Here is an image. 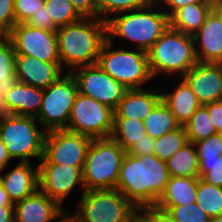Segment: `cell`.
I'll return each instance as SVG.
<instances>
[{
    "instance_id": "6da1fadb",
    "label": "cell",
    "mask_w": 222,
    "mask_h": 222,
    "mask_svg": "<svg viewBox=\"0 0 222 222\" xmlns=\"http://www.w3.org/2000/svg\"><path fill=\"white\" fill-rule=\"evenodd\" d=\"M170 175L166 162L154 154L125 153L116 189L137 208L155 205L164 193Z\"/></svg>"
},
{
    "instance_id": "7a4b0ae2",
    "label": "cell",
    "mask_w": 222,
    "mask_h": 222,
    "mask_svg": "<svg viewBox=\"0 0 222 222\" xmlns=\"http://www.w3.org/2000/svg\"><path fill=\"white\" fill-rule=\"evenodd\" d=\"M58 55L64 71L97 64L107 39V23L100 18L82 17L56 31Z\"/></svg>"
},
{
    "instance_id": "3957f363",
    "label": "cell",
    "mask_w": 222,
    "mask_h": 222,
    "mask_svg": "<svg viewBox=\"0 0 222 222\" xmlns=\"http://www.w3.org/2000/svg\"><path fill=\"white\" fill-rule=\"evenodd\" d=\"M157 5L153 1L145 7L109 17L106 21L107 38L112 40L119 36L131 40L136 49L147 52L170 26L169 16Z\"/></svg>"
},
{
    "instance_id": "277c9868",
    "label": "cell",
    "mask_w": 222,
    "mask_h": 222,
    "mask_svg": "<svg viewBox=\"0 0 222 222\" xmlns=\"http://www.w3.org/2000/svg\"><path fill=\"white\" fill-rule=\"evenodd\" d=\"M147 55L153 77L165 74L180 78L198 63L193 36L170 26L147 51Z\"/></svg>"
},
{
    "instance_id": "5b68a950",
    "label": "cell",
    "mask_w": 222,
    "mask_h": 222,
    "mask_svg": "<svg viewBox=\"0 0 222 222\" xmlns=\"http://www.w3.org/2000/svg\"><path fill=\"white\" fill-rule=\"evenodd\" d=\"M126 151L112 138H93L83 167L85 191L115 189Z\"/></svg>"
},
{
    "instance_id": "8992f818",
    "label": "cell",
    "mask_w": 222,
    "mask_h": 222,
    "mask_svg": "<svg viewBox=\"0 0 222 222\" xmlns=\"http://www.w3.org/2000/svg\"><path fill=\"white\" fill-rule=\"evenodd\" d=\"M113 41H104L97 64L127 89H142L153 79L147 52L141 49L117 48L112 50ZM144 85V86H143Z\"/></svg>"
},
{
    "instance_id": "52a82bcc",
    "label": "cell",
    "mask_w": 222,
    "mask_h": 222,
    "mask_svg": "<svg viewBox=\"0 0 222 222\" xmlns=\"http://www.w3.org/2000/svg\"><path fill=\"white\" fill-rule=\"evenodd\" d=\"M38 120L33 116L15 115L0 120V138L12 160L30 162L43 157L46 132L38 129Z\"/></svg>"
},
{
    "instance_id": "ba28073f",
    "label": "cell",
    "mask_w": 222,
    "mask_h": 222,
    "mask_svg": "<svg viewBox=\"0 0 222 222\" xmlns=\"http://www.w3.org/2000/svg\"><path fill=\"white\" fill-rule=\"evenodd\" d=\"M73 213L81 222H128L137 207L116 188L81 193Z\"/></svg>"
},
{
    "instance_id": "9c48e42d",
    "label": "cell",
    "mask_w": 222,
    "mask_h": 222,
    "mask_svg": "<svg viewBox=\"0 0 222 222\" xmlns=\"http://www.w3.org/2000/svg\"><path fill=\"white\" fill-rule=\"evenodd\" d=\"M78 93L76 80L70 72H66L48 88L43 89L40 112L35 117L43 126V131L67 128Z\"/></svg>"
},
{
    "instance_id": "30bf717a",
    "label": "cell",
    "mask_w": 222,
    "mask_h": 222,
    "mask_svg": "<svg viewBox=\"0 0 222 222\" xmlns=\"http://www.w3.org/2000/svg\"><path fill=\"white\" fill-rule=\"evenodd\" d=\"M114 110L78 93L66 130L93 138L111 137Z\"/></svg>"
},
{
    "instance_id": "8fae6325",
    "label": "cell",
    "mask_w": 222,
    "mask_h": 222,
    "mask_svg": "<svg viewBox=\"0 0 222 222\" xmlns=\"http://www.w3.org/2000/svg\"><path fill=\"white\" fill-rule=\"evenodd\" d=\"M92 138L66 129L46 132L39 164L71 165L83 168Z\"/></svg>"
},
{
    "instance_id": "7c38bea8",
    "label": "cell",
    "mask_w": 222,
    "mask_h": 222,
    "mask_svg": "<svg viewBox=\"0 0 222 222\" xmlns=\"http://www.w3.org/2000/svg\"><path fill=\"white\" fill-rule=\"evenodd\" d=\"M71 74L76 80L80 94L91 97L113 110L128 90L98 64L74 69Z\"/></svg>"
},
{
    "instance_id": "4fadbf2b",
    "label": "cell",
    "mask_w": 222,
    "mask_h": 222,
    "mask_svg": "<svg viewBox=\"0 0 222 222\" xmlns=\"http://www.w3.org/2000/svg\"><path fill=\"white\" fill-rule=\"evenodd\" d=\"M16 54L33 56L48 63H61L56 31L16 24L7 34Z\"/></svg>"
},
{
    "instance_id": "5bb4252c",
    "label": "cell",
    "mask_w": 222,
    "mask_h": 222,
    "mask_svg": "<svg viewBox=\"0 0 222 222\" xmlns=\"http://www.w3.org/2000/svg\"><path fill=\"white\" fill-rule=\"evenodd\" d=\"M39 190L61 206L76 185L85 192L83 168L59 164H39Z\"/></svg>"
},
{
    "instance_id": "9a60e30c",
    "label": "cell",
    "mask_w": 222,
    "mask_h": 222,
    "mask_svg": "<svg viewBox=\"0 0 222 222\" xmlns=\"http://www.w3.org/2000/svg\"><path fill=\"white\" fill-rule=\"evenodd\" d=\"M182 78L201 105L219 100L222 92V63L198 62Z\"/></svg>"
},
{
    "instance_id": "2e32d148",
    "label": "cell",
    "mask_w": 222,
    "mask_h": 222,
    "mask_svg": "<svg viewBox=\"0 0 222 222\" xmlns=\"http://www.w3.org/2000/svg\"><path fill=\"white\" fill-rule=\"evenodd\" d=\"M15 70L18 82L46 89L64 75L61 63H48L33 56L16 54Z\"/></svg>"
},
{
    "instance_id": "e0dca14e",
    "label": "cell",
    "mask_w": 222,
    "mask_h": 222,
    "mask_svg": "<svg viewBox=\"0 0 222 222\" xmlns=\"http://www.w3.org/2000/svg\"><path fill=\"white\" fill-rule=\"evenodd\" d=\"M193 38L198 62L222 63V18L214 9Z\"/></svg>"
},
{
    "instance_id": "ac0fdd59",
    "label": "cell",
    "mask_w": 222,
    "mask_h": 222,
    "mask_svg": "<svg viewBox=\"0 0 222 222\" xmlns=\"http://www.w3.org/2000/svg\"><path fill=\"white\" fill-rule=\"evenodd\" d=\"M39 189L14 204L15 222H52L66 210Z\"/></svg>"
},
{
    "instance_id": "d6986e66",
    "label": "cell",
    "mask_w": 222,
    "mask_h": 222,
    "mask_svg": "<svg viewBox=\"0 0 222 222\" xmlns=\"http://www.w3.org/2000/svg\"><path fill=\"white\" fill-rule=\"evenodd\" d=\"M0 172V183L13 204L32 195L39 189L38 167L32 168L30 162H19L6 175Z\"/></svg>"
},
{
    "instance_id": "ffe728a7",
    "label": "cell",
    "mask_w": 222,
    "mask_h": 222,
    "mask_svg": "<svg viewBox=\"0 0 222 222\" xmlns=\"http://www.w3.org/2000/svg\"><path fill=\"white\" fill-rule=\"evenodd\" d=\"M161 91L155 89H128L114 110V118H130L143 121L161 100Z\"/></svg>"
},
{
    "instance_id": "44dd1931",
    "label": "cell",
    "mask_w": 222,
    "mask_h": 222,
    "mask_svg": "<svg viewBox=\"0 0 222 222\" xmlns=\"http://www.w3.org/2000/svg\"><path fill=\"white\" fill-rule=\"evenodd\" d=\"M179 80L178 85L171 92H161V99L169 107L177 122L184 126L201 103L187 82L182 77Z\"/></svg>"
},
{
    "instance_id": "7402d4cb",
    "label": "cell",
    "mask_w": 222,
    "mask_h": 222,
    "mask_svg": "<svg viewBox=\"0 0 222 222\" xmlns=\"http://www.w3.org/2000/svg\"><path fill=\"white\" fill-rule=\"evenodd\" d=\"M198 178L170 176L157 207L167 210L170 206L195 204Z\"/></svg>"
},
{
    "instance_id": "603a6c76",
    "label": "cell",
    "mask_w": 222,
    "mask_h": 222,
    "mask_svg": "<svg viewBox=\"0 0 222 222\" xmlns=\"http://www.w3.org/2000/svg\"><path fill=\"white\" fill-rule=\"evenodd\" d=\"M213 9L214 3L187 4L179 8L169 18L170 27L184 34L193 36Z\"/></svg>"
},
{
    "instance_id": "cb8c5ba5",
    "label": "cell",
    "mask_w": 222,
    "mask_h": 222,
    "mask_svg": "<svg viewBox=\"0 0 222 222\" xmlns=\"http://www.w3.org/2000/svg\"><path fill=\"white\" fill-rule=\"evenodd\" d=\"M43 89L16 82L7 94V102L16 115L36 117L41 108Z\"/></svg>"
},
{
    "instance_id": "d4e9b609",
    "label": "cell",
    "mask_w": 222,
    "mask_h": 222,
    "mask_svg": "<svg viewBox=\"0 0 222 222\" xmlns=\"http://www.w3.org/2000/svg\"><path fill=\"white\" fill-rule=\"evenodd\" d=\"M170 176L199 178V162L194 143L188 142L166 161Z\"/></svg>"
},
{
    "instance_id": "484cf974",
    "label": "cell",
    "mask_w": 222,
    "mask_h": 222,
    "mask_svg": "<svg viewBox=\"0 0 222 222\" xmlns=\"http://www.w3.org/2000/svg\"><path fill=\"white\" fill-rule=\"evenodd\" d=\"M143 122L146 134L154 139L181 126L162 99L153 107Z\"/></svg>"
},
{
    "instance_id": "4316f807",
    "label": "cell",
    "mask_w": 222,
    "mask_h": 222,
    "mask_svg": "<svg viewBox=\"0 0 222 222\" xmlns=\"http://www.w3.org/2000/svg\"><path fill=\"white\" fill-rule=\"evenodd\" d=\"M146 135L143 121L130 118H114L111 137L126 152Z\"/></svg>"
},
{
    "instance_id": "83f0119b",
    "label": "cell",
    "mask_w": 222,
    "mask_h": 222,
    "mask_svg": "<svg viewBox=\"0 0 222 222\" xmlns=\"http://www.w3.org/2000/svg\"><path fill=\"white\" fill-rule=\"evenodd\" d=\"M210 218L222 215V187L208 184L198 178L196 202Z\"/></svg>"
},
{
    "instance_id": "f1b7e54d",
    "label": "cell",
    "mask_w": 222,
    "mask_h": 222,
    "mask_svg": "<svg viewBox=\"0 0 222 222\" xmlns=\"http://www.w3.org/2000/svg\"><path fill=\"white\" fill-rule=\"evenodd\" d=\"M184 128L191 143H196L217 133L211 122L208 109L204 105H201L193 113L189 121L184 125Z\"/></svg>"
},
{
    "instance_id": "f546056e",
    "label": "cell",
    "mask_w": 222,
    "mask_h": 222,
    "mask_svg": "<svg viewBox=\"0 0 222 222\" xmlns=\"http://www.w3.org/2000/svg\"><path fill=\"white\" fill-rule=\"evenodd\" d=\"M189 142L184 126L155 139L153 154L161 161L166 162L179 149Z\"/></svg>"
},
{
    "instance_id": "4dcf8cb0",
    "label": "cell",
    "mask_w": 222,
    "mask_h": 222,
    "mask_svg": "<svg viewBox=\"0 0 222 222\" xmlns=\"http://www.w3.org/2000/svg\"><path fill=\"white\" fill-rule=\"evenodd\" d=\"M45 6L49 17L53 19L58 27L68 25L82 18L70 0H45Z\"/></svg>"
},
{
    "instance_id": "1f68e13d",
    "label": "cell",
    "mask_w": 222,
    "mask_h": 222,
    "mask_svg": "<svg viewBox=\"0 0 222 222\" xmlns=\"http://www.w3.org/2000/svg\"><path fill=\"white\" fill-rule=\"evenodd\" d=\"M155 0H96L98 18L107 21L108 15L132 11L151 4Z\"/></svg>"
},
{
    "instance_id": "d6a6232c",
    "label": "cell",
    "mask_w": 222,
    "mask_h": 222,
    "mask_svg": "<svg viewBox=\"0 0 222 222\" xmlns=\"http://www.w3.org/2000/svg\"><path fill=\"white\" fill-rule=\"evenodd\" d=\"M15 51L7 35H0V82L18 81L15 70Z\"/></svg>"
},
{
    "instance_id": "836d02e7",
    "label": "cell",
    "mask_w": 222,
    "mask_h": 222,
    "mask_svg": "<svg viewBox=\"0 0 222 222\" xmlns=\"http://www.w3.org/2000/svg\"><path fill=\"white\" fill-rule=\"evenodd\" d=\"M167 212L176 222H210L211 219L196 203L170 206Z\"/></svg>"
},
{
    "instance_id": "e575fe53",
    "label": "cell",
    "mask_w": 222,
    "mask_h": 222,
    "mask_svg": "<svg viewBox=\"0 0 222 222\" xmlns=\"http://www.w3.org/2000/svg\"><path fill=\"white\" fill-rule=\"evenodd\" d=\"M195 144L198 160L213 161L222 155V134L216 133Z\"/></svg>"
},
{
    "instance_id": "d590c367",
    "label": "cell",
    "mask_w": 222,
    "mask_h": 222,
    "mask_svg": "<svg viewBox=\"0 0 222 222\" xmlns=\"http://www.w3.org/2000/svg\"><path fill=\"white\" fill-rule=\"evenodd\" d=\"M199 178L208 184L222 187V155L213 161L198 160Z\"/></svg>"
},
{
    "instance_id": "8d00e7d4",
    "label": "cell",
    "mask_w": 222,
    "mask_h": 222,
    "mask_svg": "<svg viewBox=\"0 0 222 222\" xmlns=\"http://www.w3.org/2000/svg\"><path fill=\"white\" fill-rule=\"evenodd\" d=\"M45 0H14L16 24L26 23L32 14L37 13Z\"/></svg>"
},
{
    "instance_id": "74e56055",
    "label": "cell",
    "mask_w": 222,
    "mask_h": 222,
    "mask_svg": "<svg viewBox=\"0 0 222 222\" xmlns=\"http://www.w3.org/2000/svg\"><path fill=\"white\" fill-rule=\"evenodd\" d=\"M15 25L14 0H0V35H6Z\"/></svg>"
},
{
    "instance_id": "f35d334b",
    "label": "cell",
    "mask_w": 222,
    "mask_h": 222,
    "mask_svg": "<svg viewBox=\"0 0 222 222\" xmlns=\"http://www.w3.org/2000/svg\"><path fill=\"white\" fill-rule=\"evenodd\" d=\"M26 24L49 31H57L59 28L53 22V19L49 17L45 4L40 7V10L37 13L32 14Z\"/></svg>"
},
{
    "instance_id": "ab89813d",
    "label": "cell",
    "mask_w": 222,
    "mask_h": 222,
    "mask_svg": "<svg viewBox=\"0 0 222 222\" xmlns=\"http://www.w3.org/2000/svg\"><path fill=\"white\" fill-rule=\"evenodd\" d=\"M17 81L0 82V120L13 118L16 114L7 102V94Z\"/></svg>"
},
{
    "instance_id": "60d3db41",
    "label": "cell",
    "mask_w": 222,
    "mask_h": 222,
    "mask_svg": "<svg viewBox=\"0 0 222 222\" xmlns=\"http://www.w3.org/2000/svg\"><path fill=\"white\" fill-rule=\"evenodd\" d=\"M160 8L169 16V18L179 9L187 4L195 3H215V0H155Z\"/></svg>"
},
{
    "instance_id": "b9f144b4",
    "label": "cell",
    "mask_w": 222,
    "mask_h": 222,
    "mask_svg": "<svg viewBox=\"0 0 222 222\" xmlns=\"http://www.w3.org/2000/svg\"><path fill=\"white\" fill-rule=\"evenodd\" d=\"M138 209L149 219L150 222H176L167 210H163L156 205L144 206Z\"/></svg>"
},
{
    "instance_id": "7bdbcfd3",
    "label": "cell",
    "mask_w": 222,
    "mask_h": 222,
    "mask_svg": "<svg viewBox=\"0 0 222 222\" xmlns=\"http://www.w3.org/2000/svg\"><path fill=\"white\" fill-rule=\"evenodd\" d=\"M73 7L82 17L98 18L96 0H70Z\"/></svg>"
},
{
    "instance_id": "ee69618b",
    "label": "cell",
    "mask_w": 222,
    "mask_h": 222,
    "mask_svg": "<svg viewBox=\"0 0 222 222\" xmlns=\"http://www.w3.org/2000/svg\"><path fill=\"white\" fill-rule=\"evenodd\" d=\"M155 139L146 135L139 142H136L128 151L135 157L140 155H149L154 152Z\"/></svg>"
},
{
    "instance_id": "f6af8a7d",
    "label": "cell",
    "mask_w": 222,
    "mask_h": 222,
    "mask_svg": "<svg viewBox=\"0 0 222 222\" xmlns=\"http://www.w3.org/2000/svg\"><path fill=\"white\" fill-rule=\"evenodd\" d=\"M209 112L211 122L213 123L217 133L222 134V104L214 101L204 105Z\"/></svg>"
},
{
    "instance_id": "bcb514c9",
    "label": "cell",
    "mask_w": 222,
    "mask_h": 222,
    "mask_svg": "<svg viewBox=\"0 0 222 222\" xmlns=\"http://www.w3.org/2000/svg\"><path fill=\"white\" fill-rule=\"evenodd\" d=\"M12 160L10 157L8 150L6 149L4 143L1 141L0 138V172L3 173L7 165L10 164L9 162Z\"/></svg>"
},
{
    "instance_id": "7dc6e473",
    "label": "cell",
    "mask_w": 222,
    "mask_h": 222,
    "mask_svg": "<svg viewBox=\"0 0 222 222\" xmlns=\"http://www.w3.org/2000/svg\"><path fill=\"white\" fill-rule=\"evenodd\" d=\"M0 222H15L14 206L0 207Z\"/></svg>"
},
{
    "instance_id": "c3c4849f",
    "label": "cell",
    "mask_w": 222,
    "mask_h": 222,
    "mask_svg": "<svg viewBox=\"0 0 222 222\" xmlns=\"http://www.w3.org/2000/svg\"><path fill=\"white\" fill-rule=\"evenodd\" d=\"M2 206H14V204L11 202L7 192L3 189V186L0 183V207Z\"/></svg>"
},
{
    "instance_id": "681fc988",
    "label": "cell",
    "mask_w": 222,
    "mask_h": 222,
    "mask_svg": "<svg viewBox=\"0 0 222 222\" xmlns=\"http://www.w3.org/2000/svg\"><path fill=\"white\" fill-rule=\"evenodd\" d=\"M128 222H150L149 219L139 210L129 218Z\"/></svg>"
},
{
    "instance_id": "f907efd6",
    "label": "cell",
    "mask_w": 222,
    "mask_h": 222,
    "mask_svg": "<svg viewBox=\"0 0 222 222\" xmlns=\"http://www.w3.org/2000/svg\"><path fill=\"white\" fill-rule=\"evenodd\" d=\"M57 222H81L74 214H67L65 211L57 220Z\"/></svg>"
},
{
    "instance_id": "816d5d0a",
    "label": "cell",
    "mask_w": 222,
    "mask_h": 222,
    "mask_svg": "<svg viewBox=\"0 0 222 222\" xmlns=\"http://www.w3.org/2000/svg\"><path fill=\"white\" fill-rule=\"evenodd\" d=\"M214 10L221 16L222 18V0H215Z\"/></svg>"
},
{
    "instance_id": "f5cc1de1",
    "label": "cell",
    "mask_w": 222,
    "mask_h": 222,
    "mask_svg": "<svg viewBox=\"0 0 222 222\" xmlns=\"http://www.w3.org/2000/svg\"><path fill=\"white\" fill-rule=\"evenodd\" d=\"M210 222H222V215L216 216V217H212L210 219Z\"/></svg>"
},
{
    "instance_id": "db71d44e",
    "label": "cell",
    "mask_w": 222,
    "mask_h": 222,
    "mask_svg": "<svg viewBox=\"0 0 222 222\" xmlns=\"http://www.w3.org/2000/svg\"><path fill=\"white\" fill-rule=\"evenodd\" d=\"M221 104H222V92H221V95L219 97V100H218Z\"/></svg>"
}]
</instances>
